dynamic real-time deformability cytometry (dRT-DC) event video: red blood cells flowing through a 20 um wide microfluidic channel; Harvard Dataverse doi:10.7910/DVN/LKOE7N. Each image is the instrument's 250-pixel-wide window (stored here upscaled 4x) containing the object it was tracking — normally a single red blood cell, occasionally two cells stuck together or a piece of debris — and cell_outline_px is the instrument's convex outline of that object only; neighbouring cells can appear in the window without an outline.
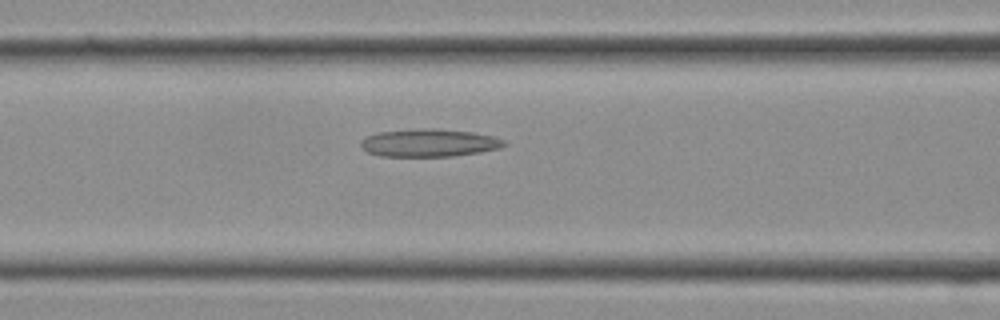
{"species": "Egyptian fruit bat (a non-hibernating species)", "species_latin": "Rousettus aegyptiacus", "temperature_condition": "cold", "stored_images_in_passage": 26, "camera_frame_rate_fps": 3000, "um_per_image_px": 0.085, "frame": {"image": 1, "passage_image": 11, "time_ms": 3.333, "image_size_px": [1000, 320], "cell_outline_px": [[508, 144], [500, 148], [480, 152], [452, 156], [380, 156], [368, 152], [360, 144], [360, 140], [364, 136], [380, 132], [424, 128], [436, 128], [472, 132], [492, 136], [504, 140]], "centroid_in_image_um": [36.47, 12.14], "position_along_channel_um": 130.1, "area_um2": 23.18}}
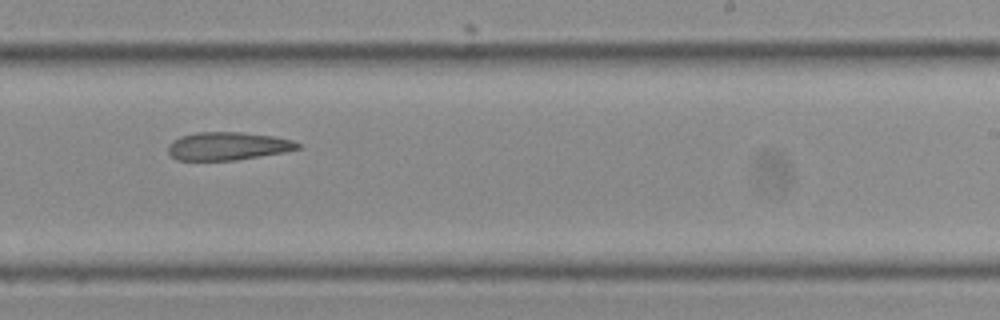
{"frame": {"image": 2, "passage_image": 17, "time_ms": 5.333, "image_size_px": [1000, 320], "cell_outline_px": [[300, 148], [284, 152], [236, 160], [176, 160], [168, 152], [168, 144], [172, 140], [180, 136], [196, 132], [240, 132], [272, 136], [292, 140], [300, 144]], "centroid_in_image_um": [19.32, 12.41], "position_along_channel_um": 269.7, "area_um2": 21.15}}
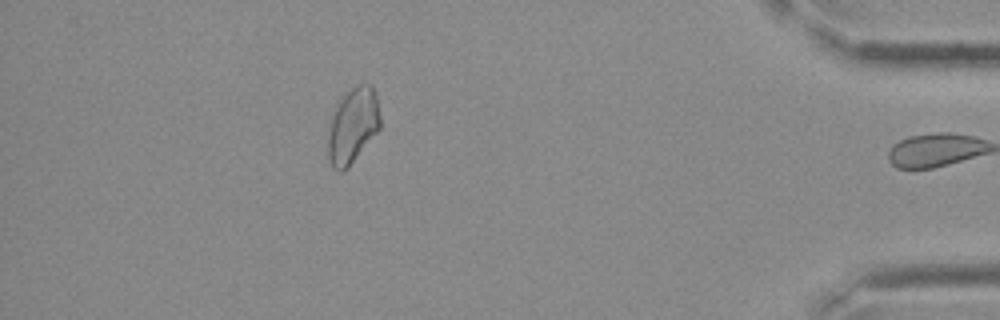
{"frame": {"image": 3, "passage_image": 25, "time_ms": 8.0, "image_size_px": [1000, 320], "cell_outline_px": [[380, 128], [348, 168], [340, 172], [332, 168], [328, 160], [328, 132], [332, 116], [336, 104], [356, 84], [372, 84], [376, 96], [380, 116]], "centroid_in_image_um": [29.98, 10.7], "position_along_channel_um": 405.2, "area_um2": 22.89}}